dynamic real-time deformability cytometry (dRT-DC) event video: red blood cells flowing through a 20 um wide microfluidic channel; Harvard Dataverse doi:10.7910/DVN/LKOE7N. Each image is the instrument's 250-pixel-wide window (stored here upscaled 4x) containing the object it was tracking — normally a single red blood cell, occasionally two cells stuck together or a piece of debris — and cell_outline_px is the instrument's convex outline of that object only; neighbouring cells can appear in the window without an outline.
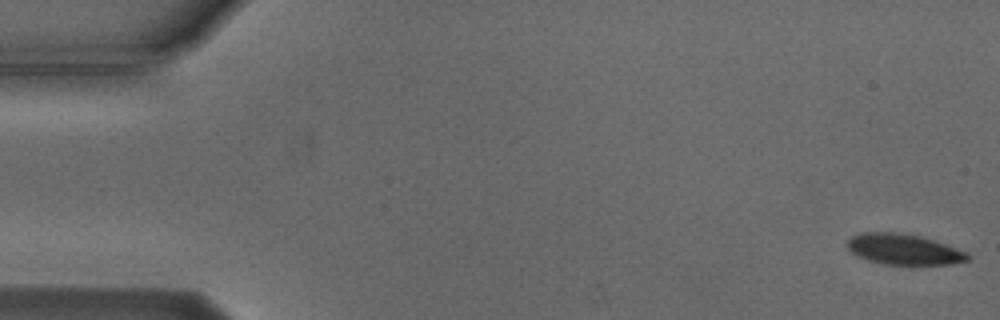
{"species": "Egyptian fruit bat (a non-hibernating species)", "species_latin": "Rousettus aegyptiacus", "temperature_condition": "cold", "stored_images_in_passage": 4, "camera_frame_rate_fps": 3000, "um_per_image_px": 0.085, "animal": {"sex": "male"}, "frame": {"image": 1, "passage_image": 1, "time_ms": 0.0, "image_size_px": [1000, 320], "cell_outline_px": [[972, 260], [952, 264], [884, 264], [868, 260], [856, 256], [844, 244], [852, 236], [860, 232], [892, 232], [920, 236], [968, 252], [972, 256]], "centroid_in_image_um": [76.82, 21.2], "position_along_channel_um": 8.2, "area_um2": 21.56}}